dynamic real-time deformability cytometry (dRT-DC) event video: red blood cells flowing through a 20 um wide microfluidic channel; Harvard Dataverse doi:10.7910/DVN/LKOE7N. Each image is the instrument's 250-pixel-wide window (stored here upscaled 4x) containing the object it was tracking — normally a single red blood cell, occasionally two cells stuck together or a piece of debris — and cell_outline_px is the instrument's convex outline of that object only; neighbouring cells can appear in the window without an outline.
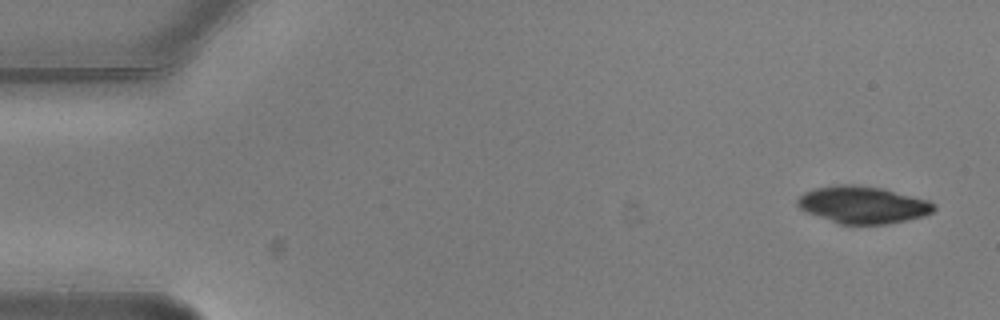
{"species": "common noctule bat (a hibernating species)", "species_latin": "Nyctalus noctula", "temperature_condition": "warm", "stored_images_in_passage": 5, "camera_frame_rate_fps": 3000, "um_per_image_px": 0.085, "animal": {"sex": "male", "body_mass_g": 20.5, "forearm_length_mm": 52.5}, "frame": {"image": 1, "passage_image": 1, "time_ms": 0.0, "image_size_px": [1000, 320], "cell_outline_px": [[936, 208], [932, 212], [924, 216], [888, 224], [840, 224], [808, 212], [800, 208], [796, 204], [796, 200], [804, 192], [812, 188], [836, 184], [856, 184], [884, 188], [928, 200], [936, 204]], "centroid_in_image_um": [73.35, 17.39], "position_along_channel_um": 11.7, "area_um2": 29.71}}